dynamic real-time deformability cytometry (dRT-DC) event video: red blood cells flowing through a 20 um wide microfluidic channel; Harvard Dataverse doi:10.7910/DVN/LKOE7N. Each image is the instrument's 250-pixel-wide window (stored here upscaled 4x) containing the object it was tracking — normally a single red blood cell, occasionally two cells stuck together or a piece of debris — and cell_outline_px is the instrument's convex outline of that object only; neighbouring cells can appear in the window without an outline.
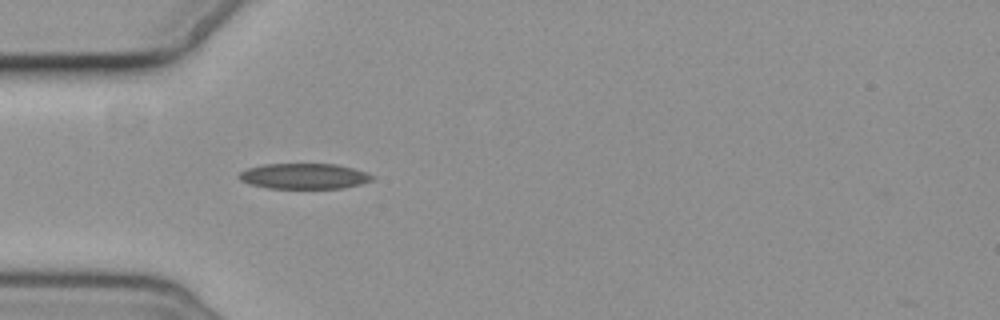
{"species": "common noctule bat (a hibernating species)", "species_latin": "Nyctalus noctula", "temperature_condition": "cold", "stored_images_in_passage": 3, "camera_frame_rate_fps": 3000, "um_per_image_px": 0.085, "animal": {"sex": "female", "body_mass_g": 19.3, "forearm_length_mm": 54.1}, "frame": {"image": 1, "passage_image": 3, "time_ms": 2.333, "image_size_px": [1000, 320], "cell_outline_px": [[376, 176], [372, 180], [360, 184], [340, 188], [268, 188], [248, 184], [240, 180], [236, 176], [240, 172], [248, 168], [264, 164], [336, 164], [368, 172]], "centroid_in_image_um": [25.83, 14.97], "position_along_channel_um": 59.2, "area_um2": 19.88}}